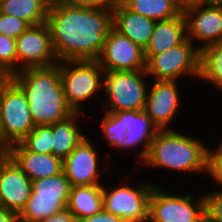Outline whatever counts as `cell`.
Here are the masks:
<instances>
[{
  "mask_svg": "<svg viewBox=\"0 0 222 222\" xmlns=\"http://www.w3.org/2000/svg\"><path fill=\"white\" fill-rule=\"evenodd\" d=\"M0 222H19L18 214L3 206H0Z\"/></svg>",
  "mask_w": 222,
  "mask_h": 222,
  "instance_id": "35",
  "label": "cell"
},
{
  "mask_svg": "<svg viewBox=\"0 0 222 222\" xmlns=\"http://www.w3.org/2000/svg\"><path fill=\"white\" fill-rule=\"evenodd\" d=\"M29 26L22 19L0 12V34L17 39Z\"/></svg>",
  "mask_w": 222,
  "mask_h": 222,
  "instance_id": "31",
  "label": "cell"
},
{
  "mask_svg": "<svg viewBox=\"0 0 222 222\" xmlns=\"http://www.w3.org/2000/svg\"><path fill=\"white\" fill-rule=\"evenodd\" d=\"M17 72L58 63L47 22L29 26L16 39Z\"/></svg>",
  "mask_w": 222,
  "mask_h": 222,
  "instance_id": "12",
  "label": "cell"
},
{
  "mask_svg": "<svg viewBox=\"0 0 222 222\" xmlns=\"http://www.w3.org/2000/svg\"><path fill=\"white\" fill-rule=\"evenodd\" d=\"M150 82L144 111L159 130L173 129L171 124L176 122V116L180 113L178 110L181 109L180 81Z\"/></svg>",
  "mask_w": 222,
  "mask_h": 222,
  "instance_id": "14",
  "label": "cell"
},
{
  "mask_svg": "<svg viewBox=\"0 0 222 222\" xmlns=\"http://www.w3.org/2000/svg\"><path fill=\"white\" fill-rule=\"evenodd\" d=\"M84 115L87 116L88 114L75 112L69 118L51 124L53 131L52 154L54 156L64 160L76 145L88 135L86 131H83L86 127L79 123Z\"/></svg>",
  "mask_w": 222,
  "mask_h": 222,
  "instance_id": "21",
  "label": "cell"
},
{
  "mask_svg": "<svg viewBox=\"0 0 222 222\" xmlns=\"http://www.w3.org/2000/svg\"><path fill=\"white\" fill-rule=\"evenodd\" d=\"M87 135L83 138L70 154L63 160V171L70 181L71 186L81 185H102L104 171L107 173L109 165L100 166L101 162L100 152L97 151V146L94 140ZM92 140V141H91ZM95 143V145L93 144ZM107 166V169H106ZM103 167V169H102ZM106 169V170H105Z\"/></svg>",
  "mask_w": 222,
  "mask_h": 222,
  "instance_id": "11",
  "label": "cell"
},
{
  "mask_svg": "<svg viewBox=\"0 0 222 222\" xmlns=\"http://www.w3.org/2000/svg\"><path fill=\"white\" fill-rule=\"evenodd\" d=\"M149 84L146 70L104 72V100L100 102L99 99L97 102L105 109L104 112L142 111L145 108Z\"/></svg>",
  "mask_w": 222,
  "mask_h": 222,
  "instance_id": "4",
  "label": "cell"
},
{
  "mask_svg": "<svg viewBox=\"0 0 222 222\" xmlns=\"http://www.w3.org/2000/svg\"><path fill=\"white\" fill-rule=\"evenodd\" d=\"M104 116L100 119H97L101 122V135L100 137L104 138L103 141L106 142V145L109 147V151L106 150L105 157L110 159V151L114 149L115 151H119L122 153V141L125 138L127 133V128L122 126V119H120L114 112H104Z\"/></svg>",
  "mask_w": 222,
  "mask_h": 222,
  "instance_id": "26",
  "label": "cell"
},
{
  "mask_svg": "<svg viewBox=\"0 0 222 222\" xmlns=\"http://www.w3.org/2000/svg\"><path fill=\"white\" fill-rule=\"evenodd\" d=\"M207 174L222 189V141L213 149L208 146Z\"/></svg>",
  "mask_w": 222,
  "mask_h": 222,
  "instance_id": "30",
  "label": "cell"
},
{
  "mask_svg": "<svg viewBox=\"0 0 222 222\" xmlns=\"http://www.w3.org/2000/svg\"><path fill=\"white\" fill-rule=\"evenodd\" d=\"M199 80L222 92V42L210 44L200 50Z\"/></svg>",
  "mask_w": 222,
  "mask_h": 222,
  "instance_id": "24",
  "label": "cell"
},
{
  "mask_svg": "<svg viewBox=\"0 0 222 222\" xmlns=\"http://www.w3.org/2000/svg\"><path fill=\"white\" fill-rule=\"evenodd\" d=\"M0 73H17L16 39L0 34Z\"/></svg>",
  "mask_w": 222,
  "mask_h": 222,
  "instance_id": "28",
  "label": "cell"
},
{
  "mask_svg": "<svg viewBox=\"0 0 222 222\" xmlns=\"http://www.w3.org/2000/svg\"><path fill=\"white\" fill-rule=\"evenodd\" d=\"M148 222H205L203 192L193 197L189 192L177 194L155 183L149 197Z\"/></svg>",
  "mask_w": 222,
  "mask_h": 222,
  "instance_id": "6",
  "label": "cell"
},
{
  "mask_svg": "<svg viewBox=\"0 0 222 222\" xmlns=\"http://www.w3.org/2000/svg\"><path fill=\"white\" fill-rule=\"evenodd\" d=\"M187 38L186 20L183 12L172 19L156 21L145 55L161 54L181 44Z\"/></svg>",
  "mask_w": 222,
  "mask_h": 222,
  "instance_id": "20",
  "label": "cell"
},
{
  "mask_svg": "<svg viewBox=\"0 0 222 222\" xmlns=\"http://www.w3.org/2000/svg\"><path fill=\"white\" fill-rule=\"evenodd\" d=\"M71 184L61 173L32 181V194L18 214L19 222H38L66 209Z\"/></svg>",
  "mask_w": 222,
  "mask_h": 222,
  "instance_id": "7",
  "label": "cell"
},
{
  "mask_svg": "<svg viewBox=\"0 0 222 222\" xmlns=\"http://www.w3.org/2000/svg\"><path fill=\"white\" fill-rule=\"evenodd\" d=\"M34 126L24 92L9 78L1 88L0 148L21 142Z\"/></svg>",
  "mask_w": 222,
  "mask_h": 222,
  "instance_id": "9",
  "label": "cell"
},
{
  "mask_svg": "<svg viewBox=\"0 0 222 222\" xmlns=\"http://www.w3.org/2000/svg\"><path fill=\"white\" fill-rule=\"evenodd\" d=\"M78 222H126V221L121 217L111 214L110 212H107L104 209H102L97 214L79 219Z\"/></svg>",
  "mask_w": 222,
  "mask_h": 222,
  "instance_id": "33",
  "label": "cell"
},
{
  "mask_svg": "<svg viewBox=\"0 0 222 222\" xmlns=\"http://www.w3.org/2000/svg\"><path fill=\"white\" fill-rule=\"evenodd\" d=\"M49 0H0V12L26 21L30 26L47 22Z\"/></svg>",
  "mask_w": 222,
  "mask_h": 222,
  "instance_id": "23",
  "label": "cell"
},
{
  "mask_svg": "<svg viewBox=\"0 0 222 222\" xmlns=\"http://www.w3.org/2000/svg\"><path fill=\"white\" fill-rule=\"evenodd\" d=\"M10 78L7 74L0 73V123H1V88L4 83Z\"/></svg>",
  "mask_w": 222,
  "mask_h": 222,
  "instance_id": "38",
  "label": "cell"
},
{
  "mask_svg": "<svg viewBox=\"0 0 222 222\" xmlns=\"http://www.w3.org/2000/svg\"><path fill=\"white\" fill-rule=\"evenodd\" d=\"M49 1L52 3V2H56V1H60V0H49Z\"/></svg>",
  "mask_w": 222,
  "mask_h": 222,
  "instance_id": "39",
  "label": "cell"
},
{
  "mask_svg": "<svg viewBox=\"0 0 222 222\" xmlns=\"http://www.w3.org/2000/svg\"><path fill=\"white\" fill-rule=\"evenodd\" d=\"M113 28L143 49L155 27V20L129 10L120 0L112 9Z\"/></svg>",
  "mask_w": 222,
  "mask_h": 222,
  "instance_id": "19",
  "label": "cell"
},
{
  "mask_svg": "<svg viewBox=\"0 0 222 222\" xmlns=\"http://www.w3.org/2000/svg\"><path fill=\"white\" fill-rule=\"evenodd\" d=\"M146 73L153 81H179L200 75V49L186 38L181 44L156 55H145Z\"/></svg>",
  "mask_w": 222,
  "mask_h": 222,
  "instance_id": "8",
  "label": "cell"
},
{
  "mask_svg": "<svg viewBox=\"0 0 222 222\" xmlns=\"http://www.w3.org/2000/svg\"><path fill=\"white\" fill-rule=\"evenodd\" d=\"M97 61L104 72L146 69L144 49L114 28L105 38L103 50Z\"/></svg>",
  "mask_w": 222,
  "mask_h": 222,
  "instance_id": "13",
  "label": "cell"
},
{
  "mask_svg": "<svg viewBox=\"0 0 222 222\" xmlns=\"http://www.w3.org/2000/svg\"><path fill=\"white\" fill-rule=\"evenodd\" d=\"M31 181L55 176L63 171V160L53 154L34 153L20 142L4 151Z\"/></svg>",
  "mask_w": 222,
  "mask_h": 222,
  "instance_id": "18",
  "label": "cell"
},
{
  "mask_svg": "<svg viewBox=\"0 0 222 222\" xmlns=\"http://www.w3.org/2000/svg\"><path fill=\"white\" fill-rule=\"evenodd\" d=\"M214 189L203 194L205 199V222H222V189Z\"/></svg>",
  "mask_w": 222,
  "mask_h": 222,
  "instance_id": "29",
  "label": "cell"
},
{
  "mask_svg": "<svg viewBox=\"0 0 222 222\" xmlns=\"http://www.w3.org/2000/svg\"><path fill=\"white\" fill-rule=\"evenodd\" d=\"M124 180L125 177L118 185H114L113 181L109 187L103 182V209L126 222H148L149 197L154 183L139 181L131 184Z\"/></svg>",
  "mask_w": 222,
  "mask_h": 222,
  "instance_id": "10",
  "label": "cell"
},
{
  "mask_svg": "<svg viewBox=\"0 0 222 222\" xmlns=\"http://www.w3.org/2000/svg\"><path fill=\"white\" fill-rule=\"evenodd\" d=\"M10 78L24 92L35 126L55 124L75 113L65 98L59 62L47 67L25 68Z\"/></svg>",
  "mask_w": 222,
  "mask_h": 222,
  "instance_id": "2",
  "label": "cell"
},
{
  "mask_svg": "<svg viewBox=\"0 0 222 222\" xmlns=\"http://www.w3.org/2000/svg\"><path fill=\"white\" fill-rule=\"evenodd\" d=\"M183 14L187 38L200 50L210 44L222 42V7L201 4L185 10Z\"/></svg>",
  "mask_w": 222,
  "mask_h": 222,
  "instance_id": "17",
  "label": "cell"
},
{
  "mask_svg": "<svg viewBox=\"0 0 222 222\" xmlns=\"http://www.w3.org/2000/svg\"><path fill=\"white\" fill-rule=\"evenodd\" d=\"M202 5L222 7V0H202Z\"/></svg>",
  "mask_w": 222,
  "mask_h": 222,
  "instance_id": "37",
  "label": "cell"
},
{
  "mask_svg": "<svg viewBox=\"0 0 222 222\" xmlns=\"http://www.w3.org/2000/svg\"><path fill=\"white\" fill-rule=\"evenodd\" d=\"M66 209L77 220L97 214L103 209L102 185L72 186Z\"/></svg>",
  "mask_w": 222,
  "mask_h": 222,
  "instance_id": "22",
  "label": "cell"
},
{
  "mask_svg": "<svg viewBox=\"0 0 222 222\" xmlns=\"http://www.w3.org/2000/svg\"><path fill=\"white\" fill-rule=\"evenodd\" d=\"M59 70L67 104L74 112L85 113L86 101L101 98L104 70L98 61H60Z\"/></svg>",
  "mask_w": 222,
  "mask_h": 222,
  "instance_id": "5",
  "label": "cell"
},
{
  "mask_svg": "<svg viewBox=\"0 0 222 222\" xmlns=\"http://www.w3.org/2000/svg\"><path fill=\"white\" fill-rule=\"evenodd\" d=\"M174 3L181 12H184L189 8L201 5L202 0H174Z\"/></svg>",
  "mask_w": 222,
  "mask_h": 222,
  "instance_id": "36",
  "label": "cell"
},
{
  "mask_svg": "<svg viewBox=\"0 0 222 222\" xmlns=\"http://www.w3.org/2000/svg\"><path fill=\"white\" fill-rule=\"evenodd\" d=\"M47 24L58 62L97 61L113 28V12L56 1L50 3Z\"/></svg>",
  "mask_w": 222,
  "mask_h": 222,
  "instance_id": "1",
  "label": "cell"
},
{
  "mask_svg": "<svg viewBox=\"0 0 222 222\" xmlns=\"http://www.w3.org/2000/svg\"><path fill=\"white\" fill-rule=\"evenodd\" d=\"M38 222H78V220L68 209H65L60 213L54 214Z\"/></svg>",
  "mask_w": 222,
  "mask_h": 222,
  "instance_id": "34",
  "label": "cell"
},
{
  "mask_svg": "<svg viewBox=\"0 0 222 222\" xmlns=\"http://www.w3.org/2000/svg\"><path fill=\"white\" fill-rule=\"evenodd\" d=\"M27 150L34 153L52 154L53 131L51 125H36L20 142Z\"/></svg>",
  "mask_w": 222,
  "mask_h": 222,
  "instance_id": "27",
  "label": "cell"
},
{
  "mask_svg": "<svg viewBox=\"0 0 222 222\" xmlns=\"http://www.w3.org/2000/svg\"><path fill=\"white\" fill-rule=\"evenodd\" d=\"M59 2L81 7L108 8L112 10L118 0H60Z\"/></svg>",
  "mask_w": 222,
  "mask_h": 222,
  "instance_id": "32",
  "label": "cell"
},
{
  "mask_svg": "<svg viewBox=\"0 0 222 222\" xmlns=\"http://www.w3.org/2000/svg\"><path fill=\"white\" fill-rule=\"evenodd\" d=\"M114 113L122 119V126L127 128V133L122 141V153L134 152L136 162L138 161L137 164L140 166L146 159L151 142L159 128L144 110L117 111Z\"/></svg>",
  "mask_w": 222,
  "mask_h": 222,
  "instance_id": "16",
  "label": "cell"
},
{
  "mask_svg": "<svg viewBox=\"0 0 222 222\" xmlns=\"http://www.w3.org/2000/svg\"><path fill=\"white\" fill-rule=\"evenodd\" d=\"M207 160L208 144L174 128L157 132L140 167L207 175Z\"/></svg>",
  "mask_w": 222,
  "mask_h": 222,
  "instance_id": "3",
  "label": "cell"
},
{
  "mask_svg": "<svg viewBox=\"0 0 222 222\" xmlns=\"http://www.w3.org/2000/svg\"><path fill=\"white\" fill-rule=\"evenodd\" d=\"M32 194V181L4 152L0 153V206L16 212L24 208Z\"/></svg>",
  "mask_w": 222,
  "mask_h": 222,
  "instance_id": "15",
  "label": "cell"
},
{
  "mask_svg": "<svg viewBox=\"0 0 222 222\" xmlns=\"http://www.w3.org/2000/svg\"><path fill=\"white\" fill-rule=\"evenodd\" d=\"M129 10L155 21L169 20L182 12L174 0H120Z\"/></svg>",
  "mask_w": 222,
  "mask_h": 222,
  "instance_id": "25",
  "label": "cell"
}]
</instances>
